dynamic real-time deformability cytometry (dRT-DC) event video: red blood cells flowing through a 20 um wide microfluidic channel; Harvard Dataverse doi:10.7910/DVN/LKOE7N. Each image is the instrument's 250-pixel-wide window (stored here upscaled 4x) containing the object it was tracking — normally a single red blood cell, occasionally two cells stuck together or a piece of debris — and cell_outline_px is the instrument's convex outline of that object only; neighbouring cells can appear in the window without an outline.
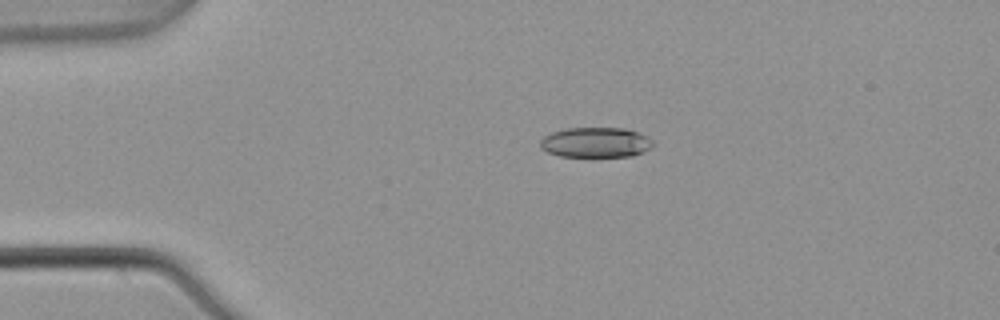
{"species": "common noctule bat (a hibernating species)", "species_latin": "Nyctalus noctula", "temperature_condition": "warm", "stored_images_in_passage": 3, "camera_frame_rate_fps": 3000, "um_per_image_px": 0.085, "animal": {"sex": "male", "body_mass_g": 21.5, "forearm_length_mm": 52.0}, "frame": {"image": 1, "passage_image": 2, "time_ms": 0.333, "image_size_px": [1000, 320], "cell_outline_px": [[656, 144], [644, 152], [632, 156], [560, 156], [548, 152], [540, 148], [540, 140], [544, 136], [552, 132], [568, 128], [624, 128], [640, 132], [652, 140]], "centroid_in_image_um": [50.66, 12.1], "position_along_channel_um": 34.3, "area_um2": 19.88}}